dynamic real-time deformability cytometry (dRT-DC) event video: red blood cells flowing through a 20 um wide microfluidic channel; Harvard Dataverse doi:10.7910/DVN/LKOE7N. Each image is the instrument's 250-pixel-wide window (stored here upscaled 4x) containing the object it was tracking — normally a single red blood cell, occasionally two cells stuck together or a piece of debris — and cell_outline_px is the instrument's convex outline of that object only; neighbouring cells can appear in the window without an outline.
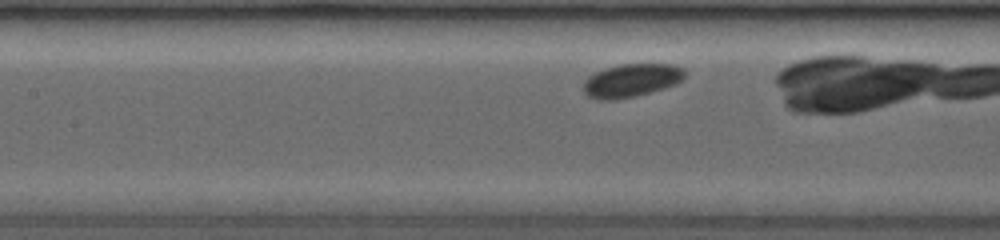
{"species": "common noctule bat (a hibernating species)", "species_latin": "Nyctalus noctula", "temperature_condition": "room temperature", "stored_images_in_passage": 26, "camera_frame_rate_fps": 3500, "um_per_image_px": 0.085, "animal": {"sex": "female", "body_mass_g": 19.0, "forearm_length_mm": 53.3}, "frame": {"image": 1, "passage_image": 9, "time_ms": 2.0, "image_size_px": [1000, 240], "cell_outline_px": [[684, 76], [676, 84], [648, 92], [632, 96], [608, 100], [588, 96], [584, 92], [584, 80], [588, 76], [604, 68], [620, 64], [672, 64], [684, 68]], "centroid_in_image_um": [53.65, 6.8], "position_along_channel_um": 153.7, "area_um2": 19.19}}